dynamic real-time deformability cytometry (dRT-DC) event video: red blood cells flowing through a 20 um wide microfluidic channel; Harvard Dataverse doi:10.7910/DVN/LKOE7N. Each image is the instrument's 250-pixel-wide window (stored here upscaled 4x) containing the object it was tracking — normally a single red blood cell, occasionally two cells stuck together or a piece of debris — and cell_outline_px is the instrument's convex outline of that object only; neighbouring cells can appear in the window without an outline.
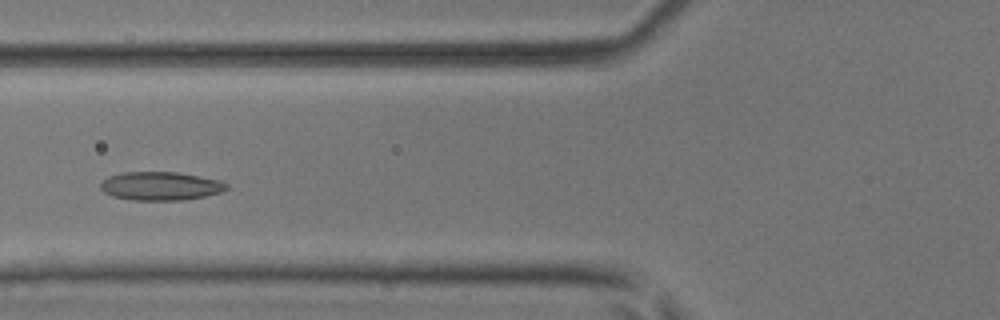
{"species": "common noctule bat (a hibernating species)", "species_latin": "Nyctalus noctula", "temperature_condition": "room temperature", "stored_images_in_passage": 5, "camera_frame_rate_fps": 3000, "um_per_image_px": 0.085, "animal": {"sex": "male", "body_mass_g": 17.9, "forearm_length_mm": 54.2}, "frame": {"image": 1, "passage_image": 5, "time_ms": 1.333, "image_size_px": [1000, 320], "cell_outline_px": [[228, 188], [220, 192], [204, 196], [184, 200], [132, 200], [112, 196], [104, 192], [100, 188], [100, 184], [108, 176], [124, 172], [176, 172], [220, 180], [228, 184]], "centroid_in_image_um": [13.63, 15.81], "position_along_channel_um": 112.2, "area_um2": 20.87}}